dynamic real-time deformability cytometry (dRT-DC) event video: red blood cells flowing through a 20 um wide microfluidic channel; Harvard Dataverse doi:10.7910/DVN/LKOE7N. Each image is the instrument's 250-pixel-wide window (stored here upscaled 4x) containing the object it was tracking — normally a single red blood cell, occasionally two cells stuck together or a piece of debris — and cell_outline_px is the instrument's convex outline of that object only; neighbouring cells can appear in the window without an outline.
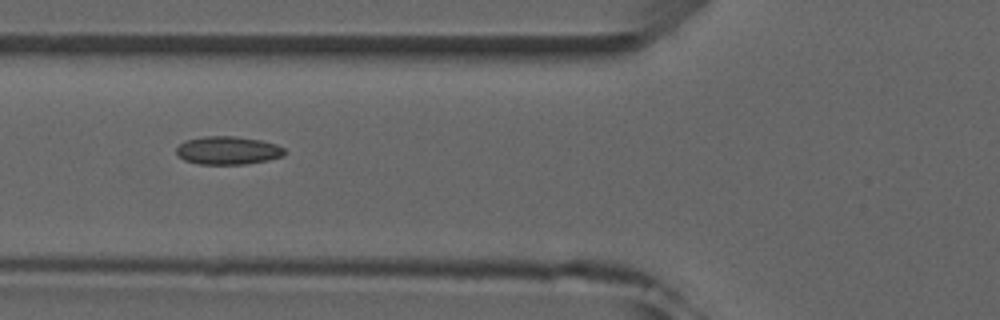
{"species": "common noctule bat (a hibernating species)", "species_latin": "Nyctalus noctula", "temperature_condition": "room temperature", "stored_images_in_passage": 7, "camera_frame_rate_fps": 3000, "um_per_image_px": 0.085, "animal": {"sex": "male", "forearm_length_mm": 52.5}, "frame": {"image": 1, "passage_image": 6, "time_ms": 5.333, "image_size_px": [1000, 320], "cell_outline_px": [[284, 156], [268, 160], [244, 164], [200, 164], [184, 160], [176, 152], [176, 148], [184, 140], [204, 136], [236, 136], [260, 140], [276, 144], [284, 148]], "centroid_in_image_um": [19.36, 12.78], "position_along_channel_um": 106.4, "area_um2": 17.74}}
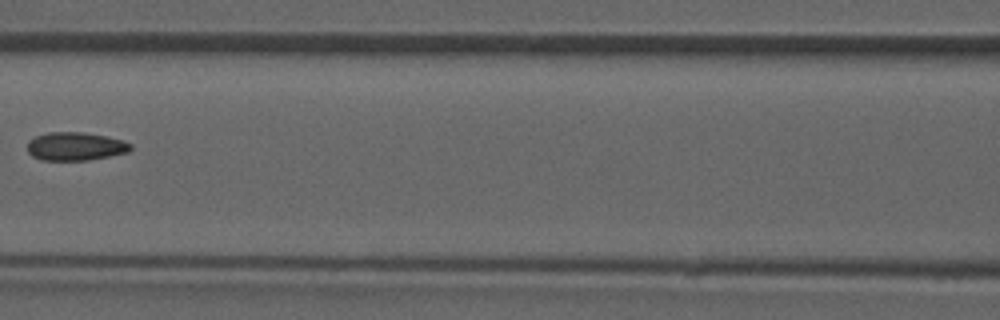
{"frame": {"image": 2, "passage_image": 7, "time_ms": 6.667, "image_size_px": [1000, 320], "cell_outline_px": [[132, 148], [128, 152], [88, 160], [40, 160], [32, 156], [28, 152], [28, 140], [36, 136], [48, 132], [84, 132], [124, 140], [132, 144]], "centroid_in_image_um": [6.4, 12.44], "position_along_channel_um": 160.2, "area_um2": 17.05}}